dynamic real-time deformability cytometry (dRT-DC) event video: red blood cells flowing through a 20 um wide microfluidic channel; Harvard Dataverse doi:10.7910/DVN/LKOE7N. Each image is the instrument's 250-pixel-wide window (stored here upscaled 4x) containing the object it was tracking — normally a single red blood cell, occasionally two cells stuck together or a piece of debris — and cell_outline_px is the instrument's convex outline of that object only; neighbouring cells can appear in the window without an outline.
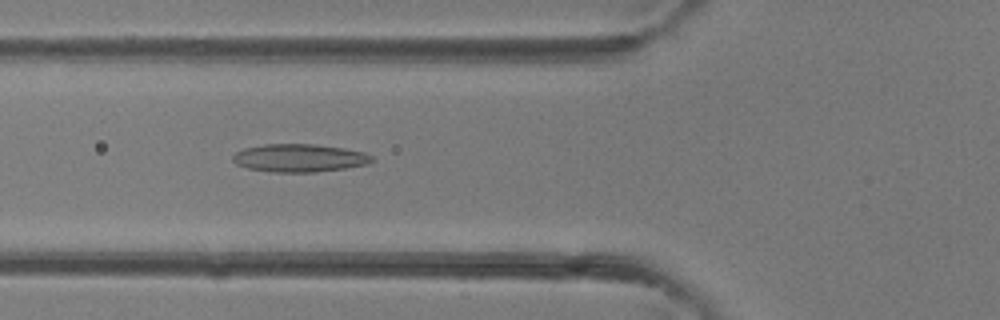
{"species": "common noctule bat (a hibernating species)", "species_latin": "Nyctalus noctula", "temperature_condition": "room temperature", "stored_images_in_passage": 30, "camera_frame_rate_fps": 3000, "um_per_image_px": 0.085, "animal": {"sex": "female"}, "frame": {"image": 1, "passage_image": 5, "time_ms": 1.333, "image_size_px": [1000, 320], "cell_outline_px": [[372, 160], [368, 164], [344, 168], [316, 172], [272, 172], [248, 168], [236, 164], [232, 160], [232, 156], [236, 152], [244, 148], [264, 144], [316, 144], [344, 148], [364, 152], [372, 156]], "centroid_in_image_um": [25.43, 13.42], "position_along_channel_um": 100.4, "area_um2": 22.66}}
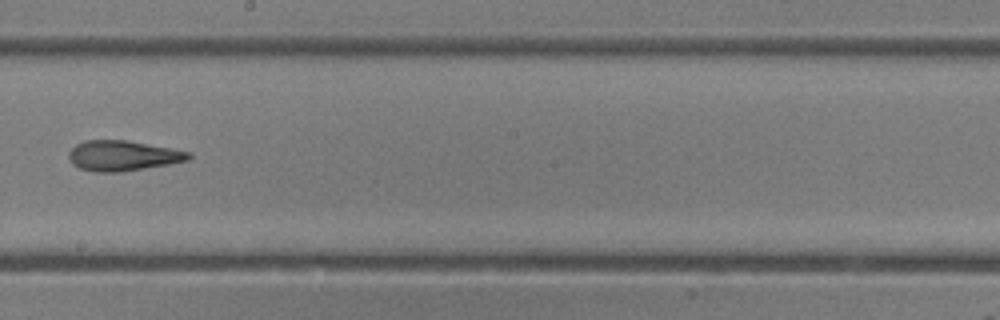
{"frame": {"image": 2, "passage_image": 13, "time_ms": 4.0, "image_size_px": [1000, 320], "cell_outline_px": [[192, 156], [188, 160], [168, 164], [120, 172], [92, 172], [80, 168], [72, 164], [68, 156], [68, 152], [76, 144], [84, 140], [128, 140], [192, 152]], "centroid_in_image_um": [10.42, 13.23], "position_along_channel_um": 237.8, "area_um2": 21.21}}
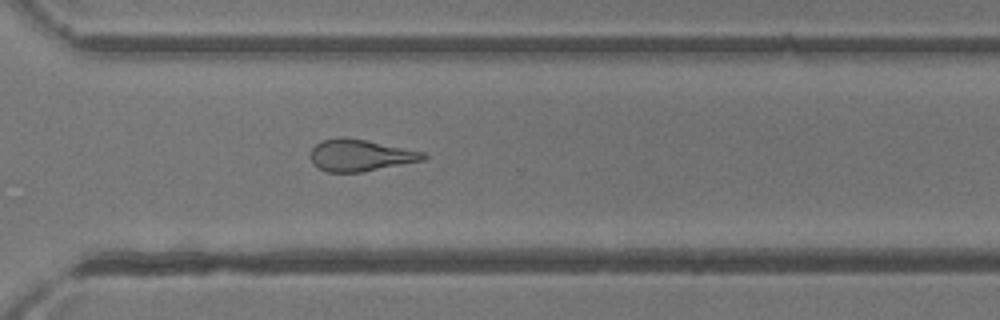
{"frame": {"image": 3, "passage_image": 19, "time_ms": 6.0, "image_size_px": [1000, 320], "cell_outline_px": [[428, 156], [424, 160], [360, 172], [328, 172], [312, 164], [312, 148], [316, 144], [324, 140], [340, 136], [344, 136], [424, 152]], "centroid_in_image_um": [30.62, 13.2], "position_along_channel_um": 340.0, "area_um2": 20.52}}